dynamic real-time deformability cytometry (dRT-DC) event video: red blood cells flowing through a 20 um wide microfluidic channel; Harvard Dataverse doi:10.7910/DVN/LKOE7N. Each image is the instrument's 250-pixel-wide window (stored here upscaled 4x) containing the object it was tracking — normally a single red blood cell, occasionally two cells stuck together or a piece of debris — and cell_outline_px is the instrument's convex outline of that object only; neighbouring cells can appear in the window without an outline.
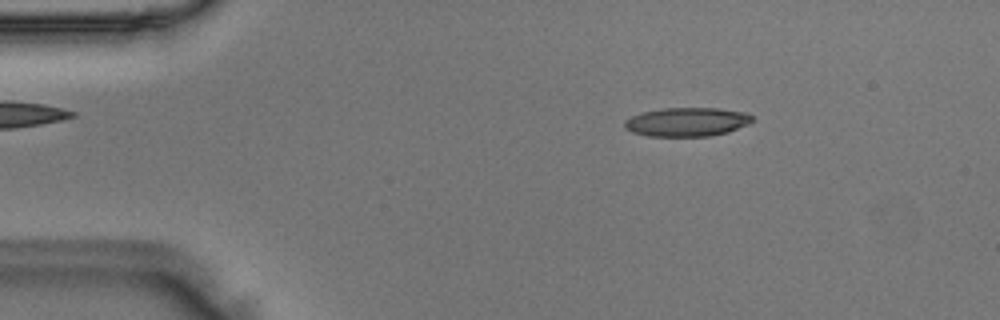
{"species": "Egyptian fruit bat (a non-hibernating species)", "species_latin": "Rousettus aegyptiacus", "temperature_condition": "room temperature", "stored_images_in_passage": 50, "camera_frame_rate_fps": 3000, "um_per_image_px": 0.085, "animal": {"sex": "male"}, "frame": {"image": 1, "passage_image": 7, "time_ms": 2.0, "image_size_px": [1000, 320], "cell_outline_px": [[752, 120], [748, 124], [728, 132], [708, 136], [648, 136], [632, 132], [624, 128], [624, 120], [640, 112], [660, 108], [720, 108], [744, 112], [752, 116]], "centroid_in_image_um": [58.34, 10.36], "position_along_channel_um": 26.7, "area_um2": 21.56}}
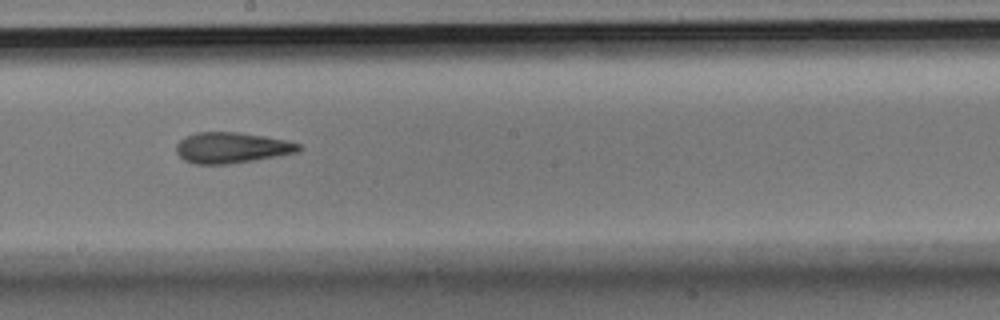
{"frame": {"image": 2, "passage_image": 27, "time_ms": 8.667, "image_size_px": [1000, 320], "cell_outline_px": [[304, 148], [300, 152], [256, 160], [228, 164], [196, 164], [184, 160], [176, 152], [176, 144], [184, 136], [196, 132], [240, 132], [288, 140], [300, 144]], "centroid_in_image_um": [19.73, 12.55], "position_along_channel_um": 228.5, "area_um2": 22.31}}
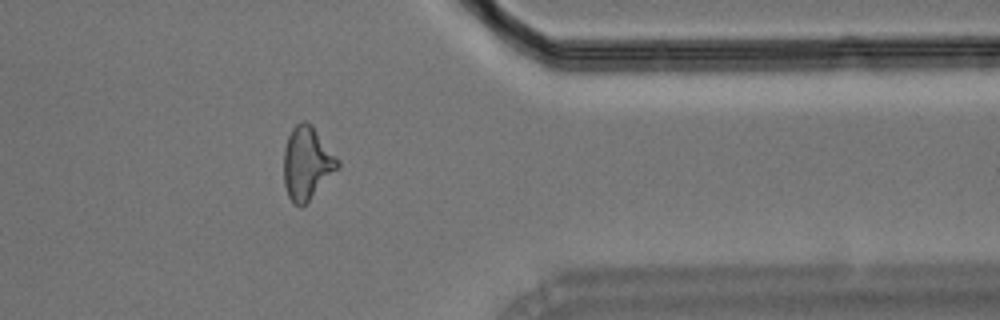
{"frame": {"image": 3, "passage_image": 40, "time_ms": 13.0, "image_size_px": [1000, 320], "cell_outline_px": [[340, 168], [300, 208], [292, 204], [288, 196], [284, 184], [284, 148], [288, 136], [292, 128], [300, 120], [308, 120], [312, 124], [340, 160]], "centroid_in_image_um": [26.1, 13.84], "position_along_channel_um": 385.3, "area_um2": 23.24}}